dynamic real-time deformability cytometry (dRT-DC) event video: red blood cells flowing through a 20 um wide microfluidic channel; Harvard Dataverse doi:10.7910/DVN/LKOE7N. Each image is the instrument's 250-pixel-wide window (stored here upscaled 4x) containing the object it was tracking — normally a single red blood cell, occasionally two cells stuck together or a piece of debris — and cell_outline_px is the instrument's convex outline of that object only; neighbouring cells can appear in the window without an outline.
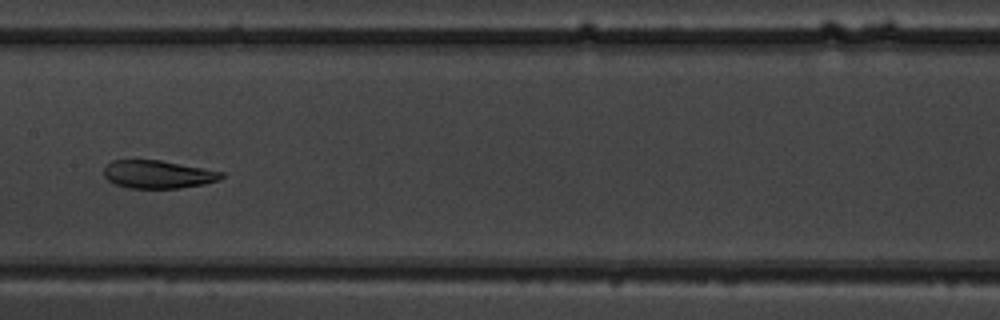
{"species": "common noctule bat (a hibernating species)", "species_latin": "Nyctalus noctula", "temperature_condition": "warm", "stored_images_in_passage": 11, "camera_frame_rate_fps": 3000, "um_per_image_px": 0.085, "animal": {"sex": "male", "body_mass_g": 19.5, "forearm_length_mm": 54.6}, "frame": {"image": 1, "passage_image": 8, "time_ms": 8.333, "image_size_px": [1000, 320], "cell_outline_px": [[224, 176], [220, 180], [204, 184], [180, 188], [128, 188], [116, 184], [108, 180], [104, 176], [104, 168], [112, 160], [160, 160], [224, 172]], "centroid_in_image_um": [13.44, 14.82], "position_along_channel_um": 194.0, "area_um2": 19.13}}
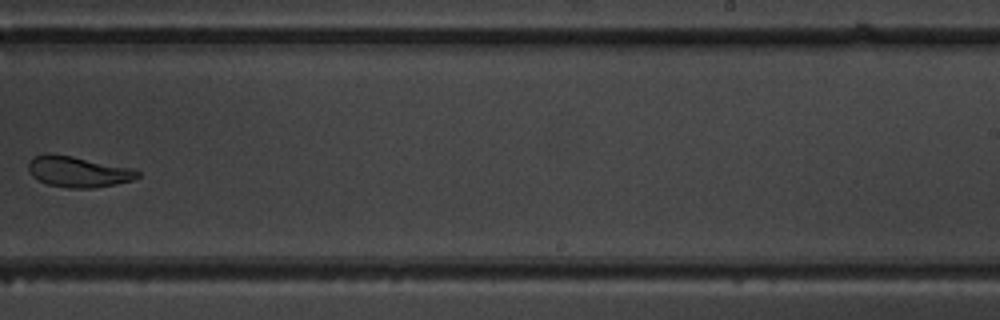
{"frame": {"image": 2, "passage_image": 10, "time_ms": 10.667, "image_size_px": [1000, 320], "cell_outline_px": [[140, 176], [132, 180], [116, 184], [92, 188], [68, 188], [48, 184], [32, 176], [28, 168], [28, 164], [32, 156], [44, 152], [48, 152], [72, 156], [136, 168], [140, 172]], "centroid_in_image_um": [6.65, 14.57], "position_along_channel_um": 282.3, "area_um2": 19.94}}